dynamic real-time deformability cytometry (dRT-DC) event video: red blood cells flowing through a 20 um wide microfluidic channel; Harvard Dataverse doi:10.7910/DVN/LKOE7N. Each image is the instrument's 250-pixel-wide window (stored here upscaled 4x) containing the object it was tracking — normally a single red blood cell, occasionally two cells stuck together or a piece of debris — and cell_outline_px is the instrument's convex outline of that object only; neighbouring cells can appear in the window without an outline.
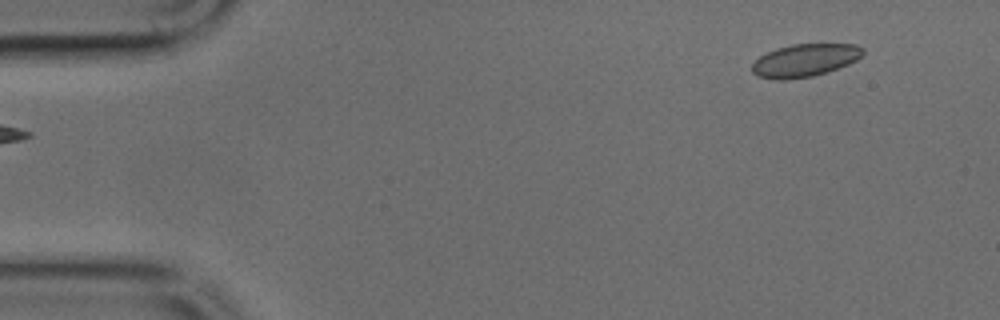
{"species": "common noctule bat (a hibernating species)", "species_latin": "Nyctalus noctula", "temperature_condition": "cold", "stored_images_in_passage": 46, "camera_frame_rate_fps": 3000, "um_per_image_px": 0.085, "animal": {"sex": "male", "body_mass_g": 17.9, "forearm_length_mm": 54.2}, "frame": {"image": 1, "passage_image": 1, "time_ms": 0.0, "image_size_px": [1000, 320], "cell_outline_px": [[864, 52], [856, 60], [848, 64], [812, 76], [784, 80], [776, 80], [756, 76], [752, 72], [752, 64], [760, 56], [776, 48], [792, 44], [856, 44], [864, 48]], "centroid_in_image_um": [68.38, 5.12], "position_along_channel_um": 16.6, "area_um2": 21.04}}
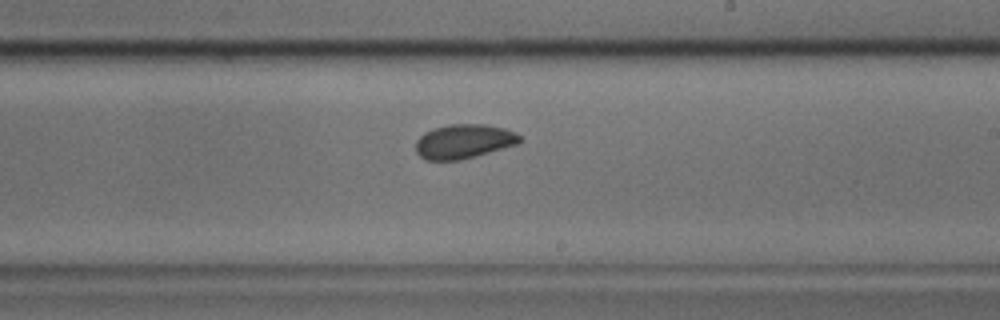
{"frame": {"image": 2, "passage_image": 25, "time_ms": 8.0, "image_size_px": [1000, 320], "cell_outline_px": [[524, 140], [516, 144], [460, 160], [424, 160], [416, 152], [416, 140], [424, 132], [448, 124], [484, 124], [504, 128], [516, 132]], "centroid_in_image_um": [39.41, 12.01], "position_along_channel_um": 249.6, "area_um2": 20.69}}
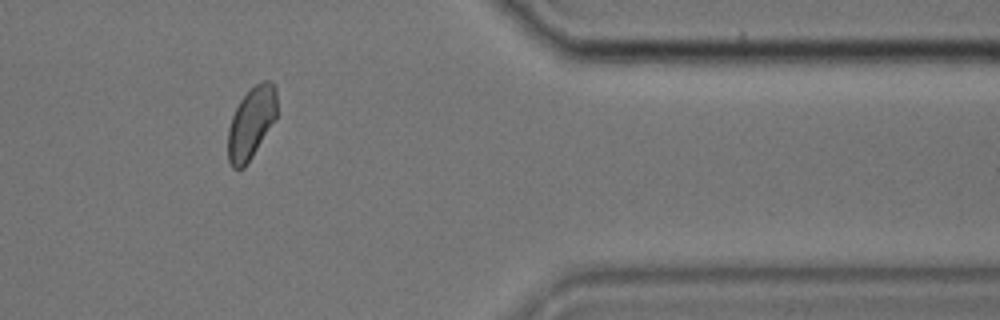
{"frame": {"image": 3, "passage_image": 37, "time_ms": 12.0, "image_size_px": [1000, 320], "cell_outline_px": [[276, 120], [244, 168], [232, 168], [228, 160], [228, 128], [232, 116], [240, 100], [256, 84], [264, 80], [268, 80], [276, 84]], "centroid_in_image_um": [21.36, 10.44], "position_along_channel_um": 390.0, "area_um2": 20.4}}